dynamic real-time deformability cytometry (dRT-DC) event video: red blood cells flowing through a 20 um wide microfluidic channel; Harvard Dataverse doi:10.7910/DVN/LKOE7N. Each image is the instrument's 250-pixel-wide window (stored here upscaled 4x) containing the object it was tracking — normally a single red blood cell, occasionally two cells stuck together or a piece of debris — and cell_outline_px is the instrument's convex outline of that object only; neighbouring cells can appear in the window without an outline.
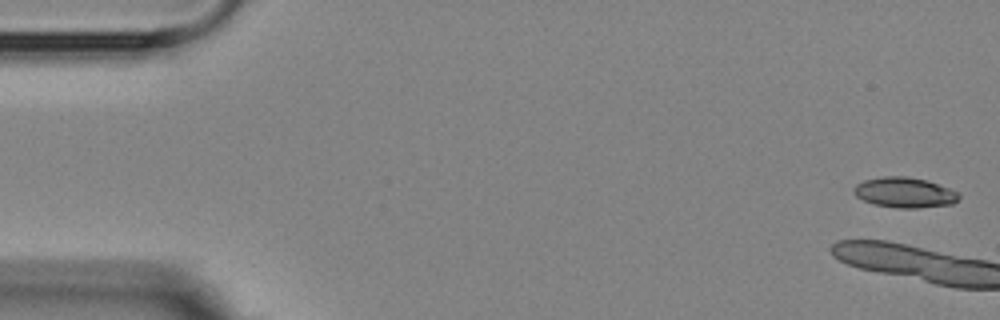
{"species": "Egyptian fruit bat (a non-hibernating species)", "species_latin": "Rousettus aegyptiacus", "temperature_condition": "room temperature", "stored_images_in_passage": 5, "camera_frame_rate_fps": 3000, "um_per_image_px": 0.085, "animal": {"sex": "female"}, "frame": {"image": 1, "passage_image": 1, "time_ms": 0.0, "image_size_px": [1000, 320], "cell_outline_px": [[960, 196], [952, 204], [916, 208], [896, 208], [876, 204], [864, 200], [856, 196], [852, 192], [852, 188], [856, 184], [864, 180], [884, 176], [908, 176], [924, 180], [948, 188], [956, 192]], "centroid_in_image_um": [76.83, 16.36], "position_along_channel_um": 8.2, "area_um2": 18.32}}